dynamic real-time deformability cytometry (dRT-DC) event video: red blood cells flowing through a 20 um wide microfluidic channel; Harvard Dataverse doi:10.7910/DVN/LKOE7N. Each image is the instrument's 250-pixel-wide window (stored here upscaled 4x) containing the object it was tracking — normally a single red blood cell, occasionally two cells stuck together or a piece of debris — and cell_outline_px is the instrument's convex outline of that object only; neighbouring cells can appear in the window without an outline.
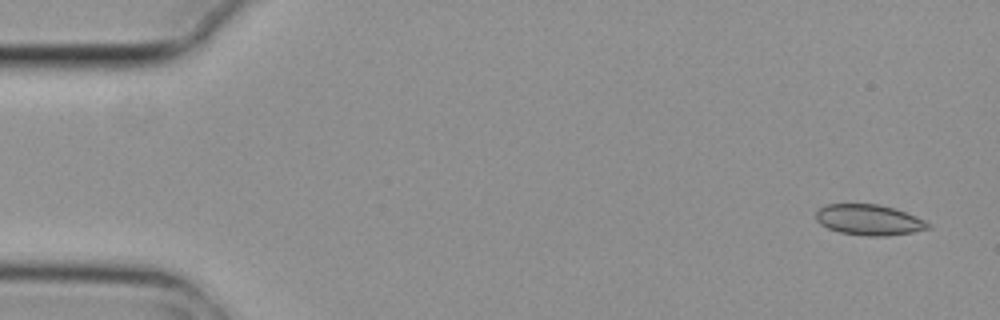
{"species": "common noctule bat (a hibernating species)", "species_latin": "Nyctalus noctula", "temperature_condition": "cold", "stored_images_in_passage": 8, "camera_frame_rate_fps": 3000, "um_per_image_px": 0.085, "animal": {"sex": "female", "body_mass_g": 29.2, "forearm_length_mm": 56.3}, "frame": {"image": 1, "passage_image": 1, "time_ms": 0.0, "image_size_px": [1000, 320], "cell_outline_px": [[932, 228], [912, 232], [888, 236], [868, 236], [840, 232], [828, 228], [820, 224], [816, 220], [816, 212], [820, 208], [828, 204], [880, 204], [896, 208], [916, 216], [932, 224]], "centroid_in_image_um": [73.91, 18.69], "position_along_channel_um": 11.1, "area_um2": 20.17}}
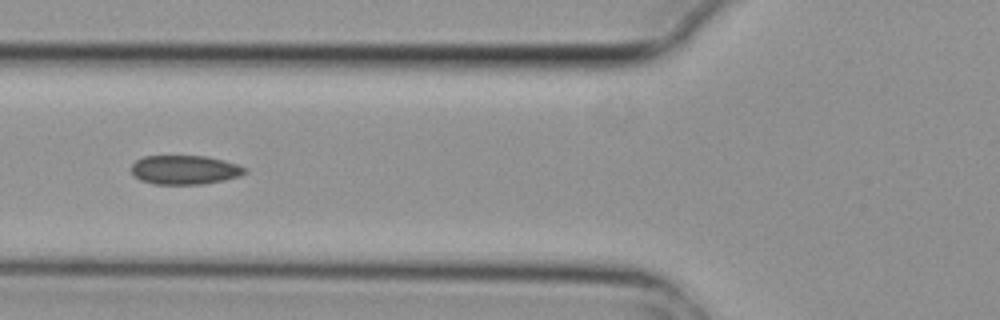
{"frame": {"image": 2, "passage_image": 6, "time_ms": 1.667, "image_size_px": [1000, 320], "cell_outline_px": [[248, 172], [240, 176], [224, 180], [204, 184], [152, 184], [140, 180], [132, 172], [132, 164], [136, 160], [144, 156], [204, 156], [236, 164], [244, 168]], "centroid_in_image_um": [15.68, 14.44], "position_along_channel_um": 110.1, "area_um2": 19.07}}
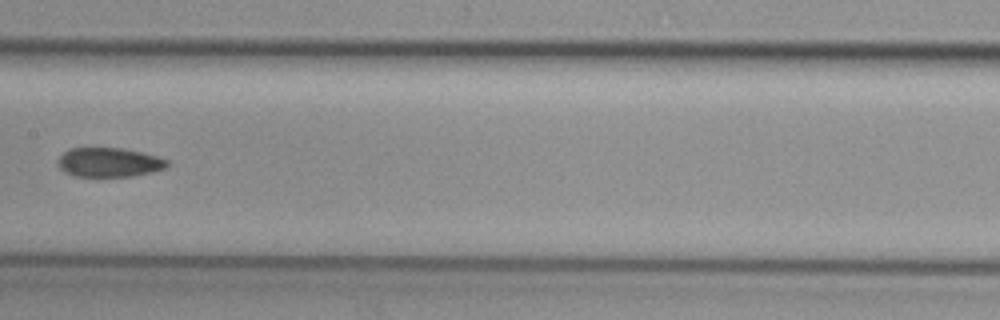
{"frame": {"image": 3, "passage_image": 8, "time_ms": 2.333, "image_size_px": [1000, 320], "cell_outline_px": [[168, 164], [164, 168], [152, 172], [132, 176], [72, 176], [64, 172], [56, 164], [60, 156], [68, 148], [120, 148], [140, 152], [156, 156], [168, 160]], "centroid_in_image_um": [9.22, 13.8], "position_along_channel_um": 198.2, "area_um2": 18.55}}